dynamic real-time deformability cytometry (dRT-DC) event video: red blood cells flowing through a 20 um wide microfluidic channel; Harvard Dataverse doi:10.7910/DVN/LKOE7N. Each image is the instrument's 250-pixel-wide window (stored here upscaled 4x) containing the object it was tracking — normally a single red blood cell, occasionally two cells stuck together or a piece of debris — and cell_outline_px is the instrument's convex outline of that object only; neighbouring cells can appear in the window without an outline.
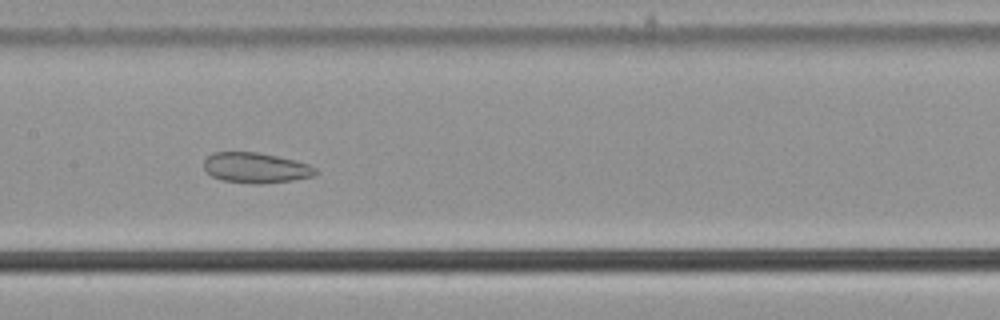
{"species": "common noctule bat (a hibernating species)", "species_latin": "Nyctalus noctula", "temperature_condition": "cold", "stored_images_in_passage": 39, "camera_frame_rate_fps": 3000, "um_per_image_px": 0.085, "animal": {"sex": "male", "body_mass_g": 21.5, "forearm_length_mm": 52.0}, "frame": {"image": 1, "passage_image": 12, "time_ms": 3.667, "image_size_px": [1000, 320], "cell_outline_px": [[316, 176], [292, 180], [260, 184], [252, 184], [220, 180], [212, 176], [204, 168], [204, 160], [212, 152], [256, 152], [296, 160], [308, 164], [316, 168]], "centroid_in_image_um": [21.74, 14.27], "position_along_channel_um": 185.7, "area_um2": 19.83}}
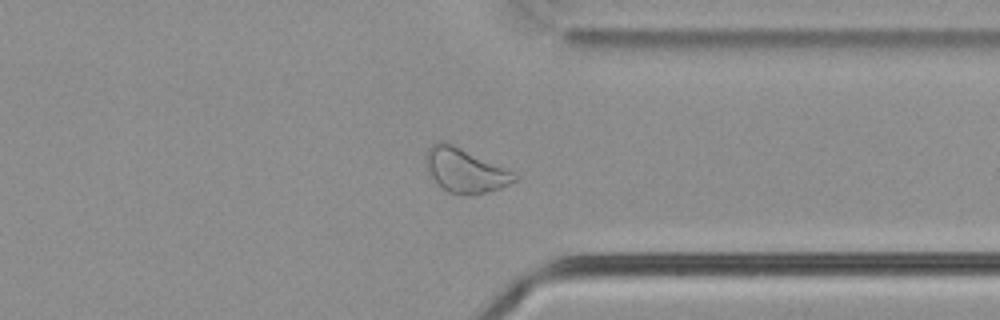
{"frame": {"image": 2, "passage_image": 27, "time_ms": 8.667, "image_size_px": [1000, 320], "cell_outline_px": [[520, 176], [516, 180], [500, 188], [472, 196], [456, 196], [448, 192], [436, 184], [424, 164], [428, 148], [436, 140], [444, 140], [512, 172]], "centroid_in_image_um": [39.47, 14.51], "position_along_channel_um": 371.9, "area_um2": 22.89}}
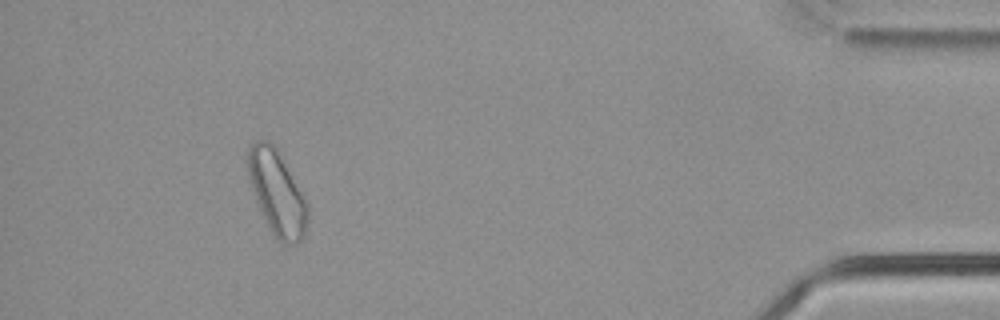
{"frame": {"image": 3, "passage_image": 35, "time_ms": 11.333, "image_size_px": [1000, 320], "cell_outline_px": [[308, 220], [304, 236], [296, 244], [284, 244], [276, 240], [260, 212], [248, 176], [248, 148], [256, 140], [268, 140], [280, 152], [304, 196], [308, 204]], "centroid_in_image_um": [23.56, 16.41], "position_along_channel_um": 411.6, "area_um2": 29.48}, "authors_computed_cell_mechanics": {"area_um2": 21.7328, "velocity_mm_per_s": 3.744, "shape_relaxation_time_tau1_ms": null, "shape_relaxation_time_tau2_ms": 4.0944, "deformation_change_tau1": null, "deformation_change_tau2": 0.1007}}